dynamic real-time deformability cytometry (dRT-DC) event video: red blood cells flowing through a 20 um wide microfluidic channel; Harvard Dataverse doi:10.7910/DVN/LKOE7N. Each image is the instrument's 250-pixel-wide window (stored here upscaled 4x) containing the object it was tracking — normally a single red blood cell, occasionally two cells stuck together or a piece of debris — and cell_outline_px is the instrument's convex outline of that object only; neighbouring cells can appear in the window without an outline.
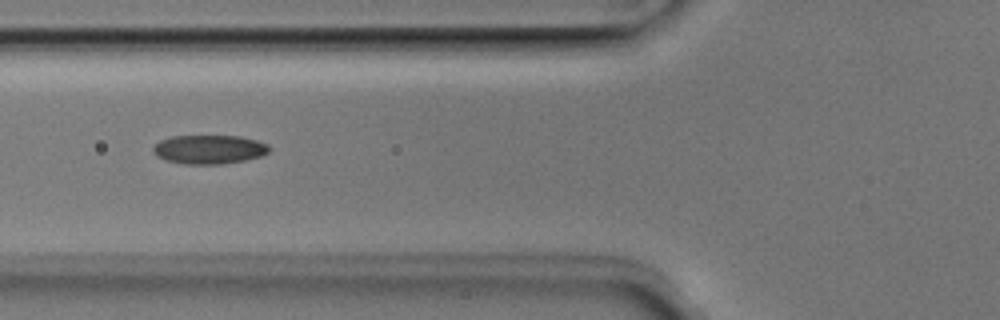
{"species": "Egyptian fruit bat (a non-hibernating species)", "species_latin": "Rousettus aegyptiacus", "temperature_condition": "room temperature", "stored_images_in_passage": 36, "camera_frame_rate_fps": 3000, "um_per_image_px": 0.085, "animal": {"sex": "male"}, "frame": {"image": 1, "passage_image": 5, "time_ms": 1.333, "image_size_px": [1000, 320], "cell_outline_px": [[272, 148], [268, 152], [260, 156], [244, 160], [220, 164], [184, 164], [168, 160], [156, 156], [152, 152], [152, 148], [160, 140], [172, 136], [240, 136], [256, 140], [268, 144]], "centroid_in_image_um": [17.78, 12.69], "position_along_channel_um": 108.0, "area_um2": 19.54}}
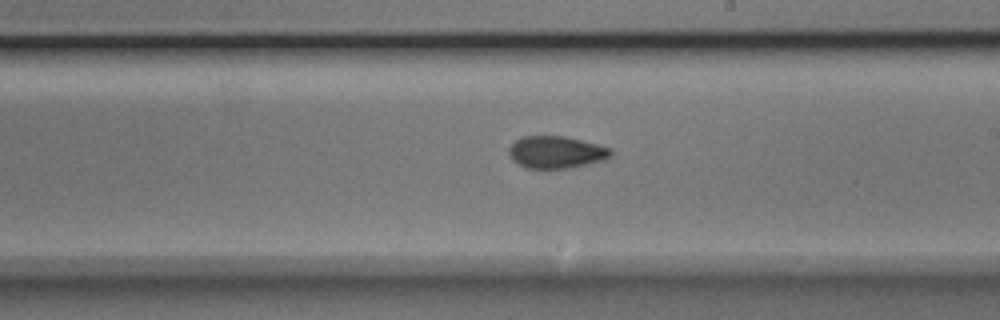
{"frame": {"image": 2, "passage_image": 15, "time_ms": 4.667, "image_size_px": [1000, 320], "cell_outline_px": [[612, 156], [604, 160], [568, 168], [524, 168], [512, 160], [508, 152], [508, 148], [516, 140], [524, 136], [564, 136], [612, 148]], "centroid_in_image_um": [47.26, 12.94], "position_along_channel_um": 241.7, "area_um2": 19.07}}
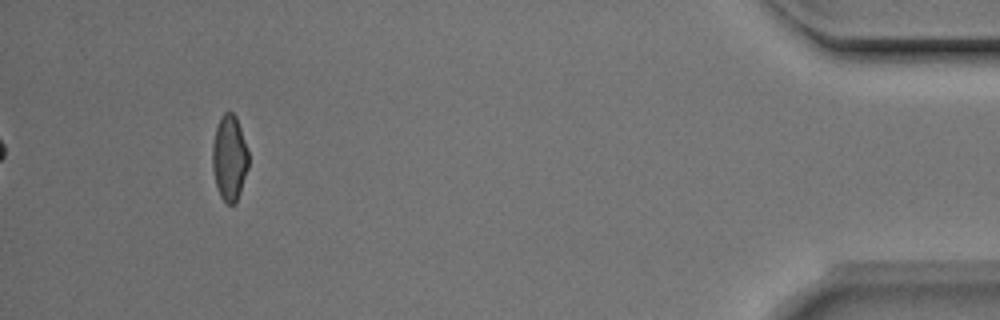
{"frame": {"image": 3, "passage_image": 33, "time_ms": 10.667, "image_size_px": [1000, 320], "cell_outline_px": [[248, 168], [240, 192], [236, 200], [232, 204], [228, 204], [220, 196], [216, 184], [212, 168], [212, 144], [216, 128], [220, 116], [224, 112], [232, 112], [236, 116], [248, 152]], "centroid_in_image_um": [19.48, 13.4], "position_along_channel_um": 415.7, "area_um2": 17.8}, "authors_computed_cell_mechanics": {"area_um2": 18.8139, "velocity_mm_per_s": 4.014, "shape_relaxation_time_tau1_ms": 8.2789, "shape_relaxation_time_tau2_ms": 2.5586, "deformation_change_tau1": 0.2089, "deformation_change_tau2": 0.0719}}